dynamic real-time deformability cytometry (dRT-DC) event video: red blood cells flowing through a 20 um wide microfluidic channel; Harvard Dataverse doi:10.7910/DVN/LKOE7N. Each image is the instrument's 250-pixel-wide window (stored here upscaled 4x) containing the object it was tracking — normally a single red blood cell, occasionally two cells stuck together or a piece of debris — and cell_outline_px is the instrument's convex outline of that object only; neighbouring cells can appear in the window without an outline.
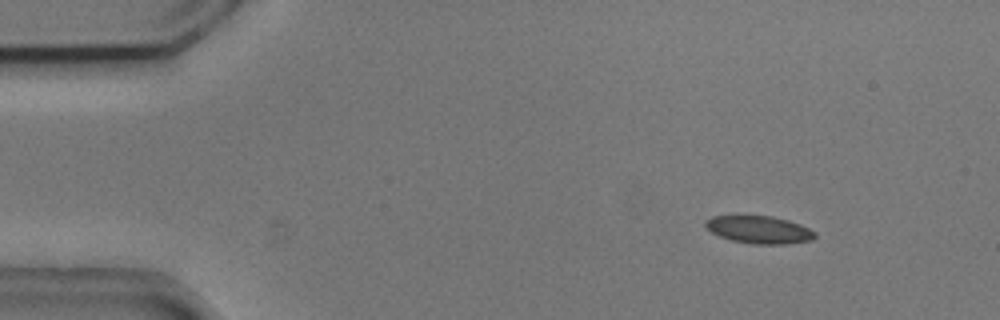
{"species": "common noctule bat (a hibernating species)", "species_latin": "Nyctalus noctula", "temperature_condition": "cold", "stored_images_in_passage": 5, "camera_frame_rate_fps": 3000, "um_per_image_px": 0.085, "animal": {"sex": "male", "body_mass_g": 20.5, "forearm_length_mm": 52.5}, "frame": {"image": 1, "passage_image": 2, "time_ms": 0.333, "image_size_px": [1000, 320], "cell_outline_px": [[816, 236], [812, 240], [784, 244], [752, 244], [732, 240], [720, 236], [712, 232], [704, 224], [704, 220], [712, 216], [736, 212], [772, 216], [788, 220], [800, 224], [816, 232]], "centroid_in_image_um": [64.46, 19.46], "position_along_channel_um": 20.5, "area_um2": 18.38}}